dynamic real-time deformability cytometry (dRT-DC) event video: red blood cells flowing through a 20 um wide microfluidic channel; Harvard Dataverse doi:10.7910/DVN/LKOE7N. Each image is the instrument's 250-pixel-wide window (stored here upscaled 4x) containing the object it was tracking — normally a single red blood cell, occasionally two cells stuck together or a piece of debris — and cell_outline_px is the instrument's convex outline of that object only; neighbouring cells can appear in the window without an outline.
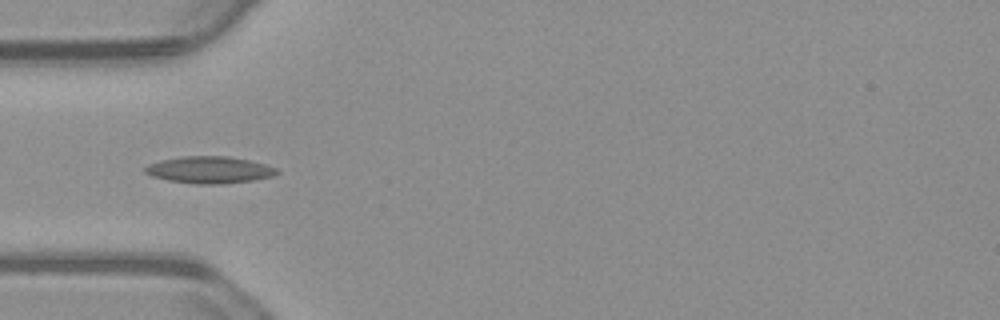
{"species": "common noctule bat (a hibernating species)", "species_latin": "Nyctalus noctula", "temperature_condition": "warm", "stored_images_in_passage": 20, "camera_frame_rate_fps": 3000, "um_per_image_px": 0.085, "animal": {"sex": "male", "body_mass_g": 23.1, "forearm_length_mm": 52.7}, "frame": {"image": 1, "passage_image": 4, "time_ms": 1.0, "image_size_px": [1000, 320], "cell_outline_px": [[280, 172], [272, 176], [252, 180], [224, 184], [196, 184], [168, 180], [152, 176], [144, 172], [144, 168], [148, 164], [160, 160], [184, 156], [228, 156], [248, 160], [264, 164], [276, 168]], "centroid_in_image_um": [17.78, 14.44], "position_along_channel_um": 67.2, "area_um2": 20.58}}